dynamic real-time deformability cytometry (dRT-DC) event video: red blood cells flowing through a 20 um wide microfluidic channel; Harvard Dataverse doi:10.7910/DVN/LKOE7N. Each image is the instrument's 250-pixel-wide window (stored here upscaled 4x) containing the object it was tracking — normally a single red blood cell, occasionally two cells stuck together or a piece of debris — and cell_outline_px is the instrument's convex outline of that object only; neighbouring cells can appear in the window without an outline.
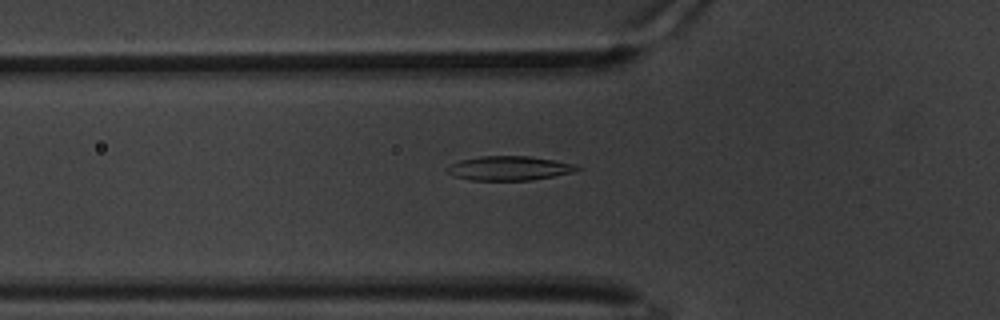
{"species": "common noctule bat (a hibernating species)", "species_latin": "Nyctalus noctula", "temperature_condition": "warm", "stored_images_in_passage": 48, "camera_frame_rate_fps": 3000, "um_per_image_px": 0.085, "animal": {"sex": "male", "body_mass_g": 20.1, "forearm_length_mm": 53.5}, "frame": {"image": 1, "passage_image": 16, "time_ms": 5.0, "image_size_px": [1000, 320], "cell_outline_px": [[584, 168], [572, 172], [532, 180], [472, 180], [452, 176], [444, 168], [448, 164], [460, 160], [480, 156], [528, 156], [552, 160], [572, 164]], "centroid_in_image_um": [43.21, 14.3], "position_along_channel_um": 82.6, "area_um2": 18.32}}
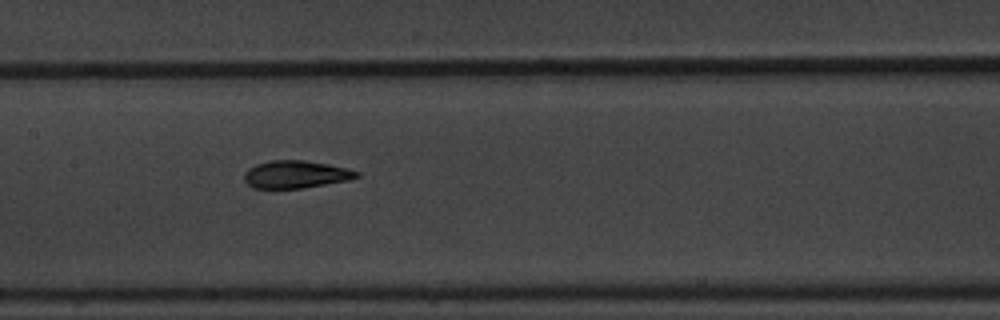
{"frame": {"image": 2, "passage_image": 25, "time_ms": 8.0, "image_size_px": [1000, 320], "cell_outline_px": [[360, 176], [348, 180], [304, 188], [252, 188], [244, 180], [244, 172], [248, 168], [256, 164], [272, 160], [304, 160], [328, 164], [348, 168], [360, 172]], "centroid_in_image_um": [25.14, 14.82], "position_along_channel_um": 182.3, "area_um2": 18.15}}
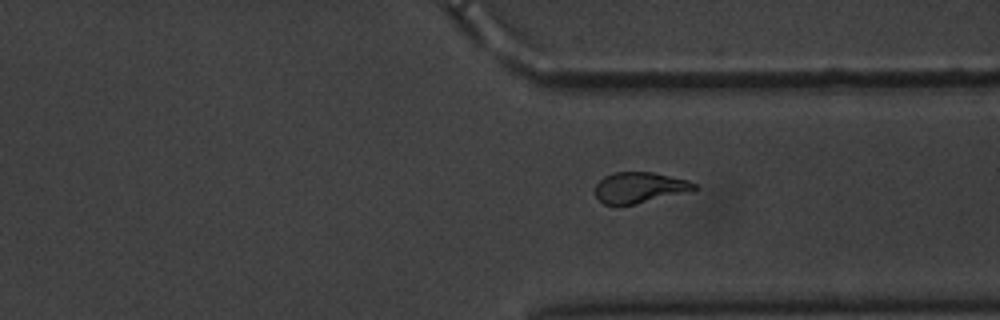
{"frame": {"image": 3, "passage_image": 41, "time_ms": 13.333, "image_size_px": [1000, 320], "cell_outline_px": [[700, 188], [636, 204], [604, 204], [596, 196], [596, 184], [604, 176], [616, 172], [652, 172], [688, 180], [696, 184]], "centroid_in_image_um": [54.36, 15.93], "position_along_channel_um": 357.0, "area_um2": 17.46}, "authors_computed_cell_mechanics": {"area_um2": 18.5538, "velocity_mm_per_s": 3.2863, "shape_relaxation_time_tau1_ms": 4.9681, "shape_relaxation_time_tau2_ms": 2.5668, "deformation_change_tau1": 0.164, "deformation_change_tau2": 0.0929}}